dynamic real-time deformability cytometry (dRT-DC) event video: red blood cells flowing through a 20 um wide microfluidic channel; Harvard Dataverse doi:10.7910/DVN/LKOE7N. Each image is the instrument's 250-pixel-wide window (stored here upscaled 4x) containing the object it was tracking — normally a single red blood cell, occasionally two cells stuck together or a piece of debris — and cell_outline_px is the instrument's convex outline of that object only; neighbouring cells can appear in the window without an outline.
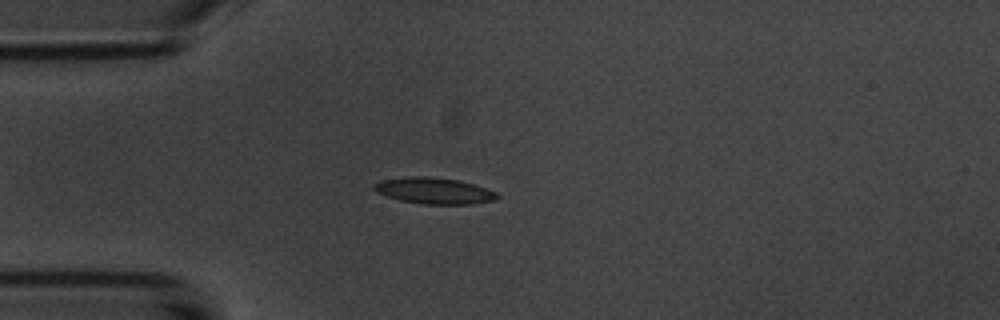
{"species": "common noctule bat (a hibernating species)", "species_latin": "Nyctalus noctula", "temperature_condition": "room temperature", "stored_images_in_passage": 1, "camera_frame_rate_fps": 3000, "um_per_image_px": 0.085, "animal": {"sex": "male", "body_mass_g": 20.1, "forearm_length_mm": 53.5}, "frame": {"image": 1, "passage_image": 1, "time_ms": 0.0, "image_size_px": [1000, 320], "cell_outline_px": [[500, 196], [496, 200], [472, 204], [424, 204], [400, 200], [376, 192], [372, 188], [372, 184], [380, 180], [408, 176], [428, 176], [460, 180], [496, 192]], "centroid_in_image_um": [36.87, 16.21], "position_along_channel_um": 48.1, "area_um2": 18.9}}